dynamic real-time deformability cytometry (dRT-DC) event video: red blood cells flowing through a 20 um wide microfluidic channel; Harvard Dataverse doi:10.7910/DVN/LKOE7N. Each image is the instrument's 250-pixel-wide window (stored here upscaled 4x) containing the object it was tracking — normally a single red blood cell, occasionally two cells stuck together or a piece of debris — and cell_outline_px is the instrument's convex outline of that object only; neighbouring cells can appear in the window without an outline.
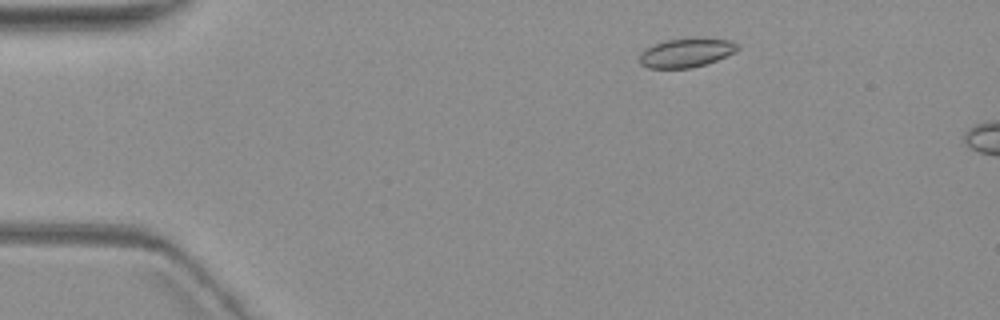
{"species": "common noctule bat (a hibernating species)", "species_latin": "Nyctalus noctula", "temperature_condition": "warm", "stored_images_in_passage": 4, "camera_frame_rate_fps": 3000, "um_per_image_px": 0.085, "animal": {"sex": "female", "body_mass_g": 19.3, "forearm_length_mm": 54.1}, "frame": {"image": 1, "passage_image": 2, "time_ms": 1.333, "image_size_px": [1000, 320], "cell_outline_px": [[740, 48], [736, 52], [716, 60], [692, 68], [648, 68], [640, 64], [640, 52], [644, 48], [652, 44], [664, 40], [688, 36], [732, 40], [740, 44]], "centroid_in_image_um": [58.34, 4.44], "position_along_channel_um": 26.7, "area_um2": 17.22}}